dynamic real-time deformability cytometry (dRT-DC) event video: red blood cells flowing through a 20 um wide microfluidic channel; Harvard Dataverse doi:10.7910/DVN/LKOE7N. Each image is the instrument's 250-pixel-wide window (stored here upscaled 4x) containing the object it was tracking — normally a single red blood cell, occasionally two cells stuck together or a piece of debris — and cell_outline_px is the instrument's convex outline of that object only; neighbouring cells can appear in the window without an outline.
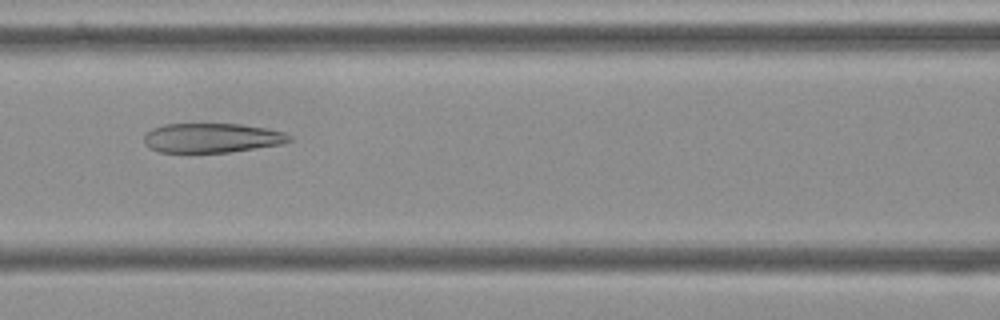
{"species": "Egyptian fruit bat (a non-hibernating species)", "species_latin": "Rousettus aegyptiacus", "temperature_condition": "cold", "stored_images_in_passage": 54, "camera_frame_rate_fps": 3000, "um_per_image_px": 0.085, "frame": {"image": 1, "passage_image": 23, "time_ms": 7.333, "image_size_px": [1000, 320], "cell_outline_px": [[292, 140], [280, 144], [228, 152], [160, 152], [148, 148], [144, 144], [144, 136], [152, 128], [164, 124], [240, 124], [268, 128], [284, 132], [292, 136]], "centroid_in_image_um": [17.99, 11.72], "position_along_channel_um": 148.6, "area_um2": 24.91}}
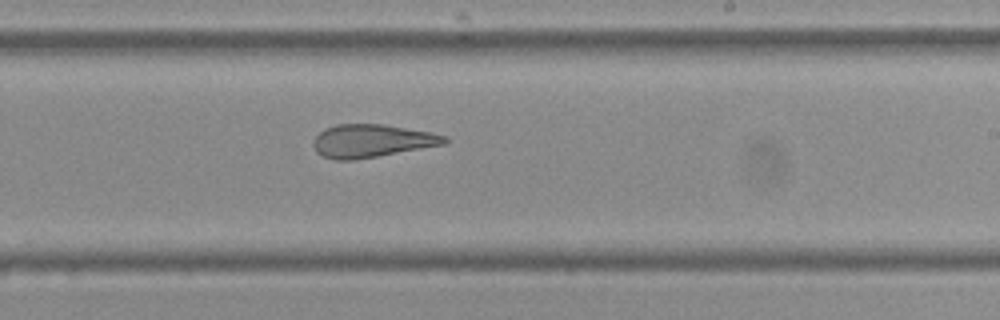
{"frame": {"image": 2, "passage_image": 32, "time_ms": 10.333, "image_size_px": [1000, 320], "cell_outline_px": [[448, 144], [352, 160], [336, 160], [324, 156], [316, 152], [312, 144], [312, 140], [324, 128], [336, 124], [384, 124], [432, 132], [448, 136]], "centroid_in_image_um": [31.62, 11.96], "position_along_channel_um": 257.4, "area_um2": 25.37}}
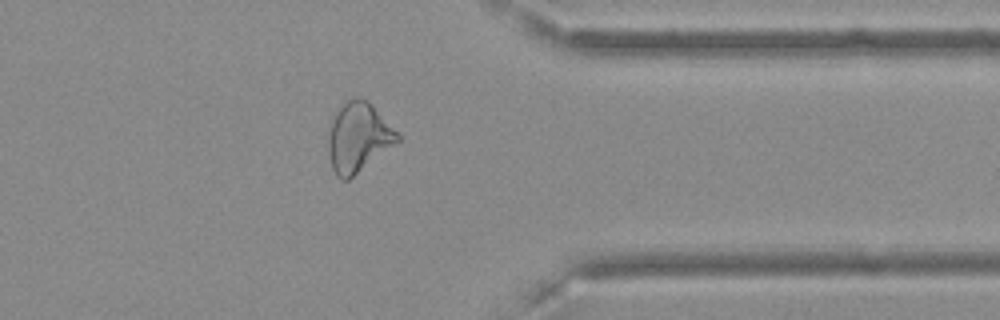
{"frame": {"image": 3, "passage_image": 43, "time_ms": 14.0, "image_size_px": [1000, 320], "cell_outline_px": [[400, 140], [348, 180], [340, 180], [336, 176], [332, 168], [328, 152], [328, 136], [332, 120], [336, 112], [348, 100], [356, 96], [372, 104], [400, 132]], "centroid_in_image_um": [30.47, 11.68], "position_along_channel_um": 380.9, "area_um2": 27.92}, "authors_computed_cell_mechanics": {"area_um2": 29.5647, "velocity_mm_per_s": 3.6318, "shape_relaxation_time_tau1_ms": null, "shape_relaxation_time_tau2_ms": 2.0907, "deformation_change_tau1": null, "deformation_change_tau2": 0.1149}}